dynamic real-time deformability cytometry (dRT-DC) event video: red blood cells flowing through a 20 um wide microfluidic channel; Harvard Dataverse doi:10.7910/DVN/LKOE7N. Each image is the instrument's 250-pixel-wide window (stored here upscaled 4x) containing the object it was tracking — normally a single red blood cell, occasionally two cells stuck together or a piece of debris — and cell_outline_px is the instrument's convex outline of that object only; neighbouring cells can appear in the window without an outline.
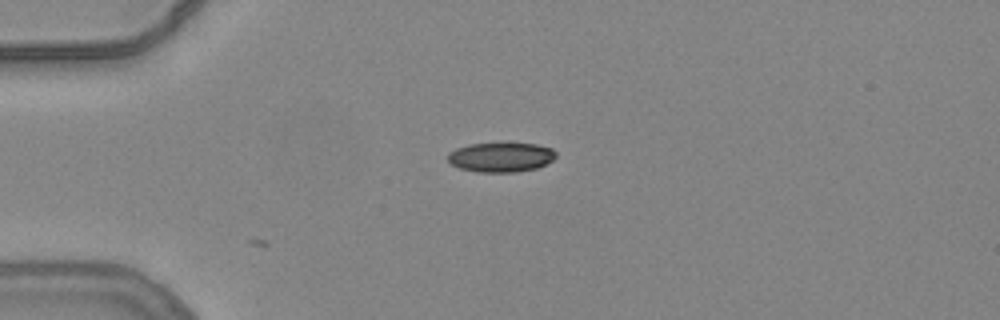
{"species": "common noctule bat (a hibernating species)", "species_latin": "Nyctalus noctula", "temperature_condition": "warm", "stored_images_in_passage": 3, "camera_frame_rate_fps": 3000, "um_per_image_px": 0.085, "animal": {"sex": "female", "body_mass_g": 24.6, "forearm_length_mm": 56.2}, "frame": {"image": 1, "passage_image": 3, "time_ms": 0.667, "image_size_px": [1000, 320], "cell_outline_px": [[556, 156], [552, 160], [536, 168], [516, 172], [476, 172], [460, 168], [452, 164], [448, 160], [448, 152], [456, 148], [468, 144], [504, 140], [536, 144], [552, 148], [556, 152]], "centroid_in_image_um": [42.57, 13.3], "position_along_channel_um": 42.4, "area_um2": 19.42}}